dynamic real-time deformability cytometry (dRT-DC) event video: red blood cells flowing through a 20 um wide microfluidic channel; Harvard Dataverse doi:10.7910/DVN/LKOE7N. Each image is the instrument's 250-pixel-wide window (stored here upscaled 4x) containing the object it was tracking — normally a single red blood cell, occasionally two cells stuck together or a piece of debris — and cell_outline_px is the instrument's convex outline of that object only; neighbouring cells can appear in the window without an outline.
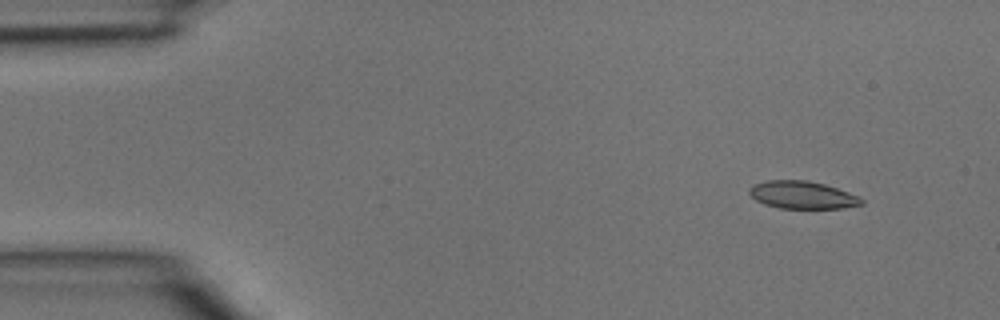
{"species": "common noctule bat (a hibernating species)", "species_latin": "Nyctalus noctula", "temperature_condition": "room temperature", "stored_images_in_passage": 3, "camera_frame_rate_fps": 3000, "um_per_image_px": 0.085, "animal": {"sex": "male", "body_mass_g": 15.6}, "frame": {"image": 1, "passage_image": 1, "time_ms": 0.0, "image_size_px": [1000, 320], "cell_outline_px": [[864, 204], [844, 208], [780, 208], [764, 204], [756, 200], [748, 192], [748, 188], [752, 184], [768, 180], [808, 180], [824, 184], [860, 196], [864, 200]], "centroid_in_image_um": [68.2, 16.57], "position_along_channel_um": 16.8, "area_um2": 18.15}}
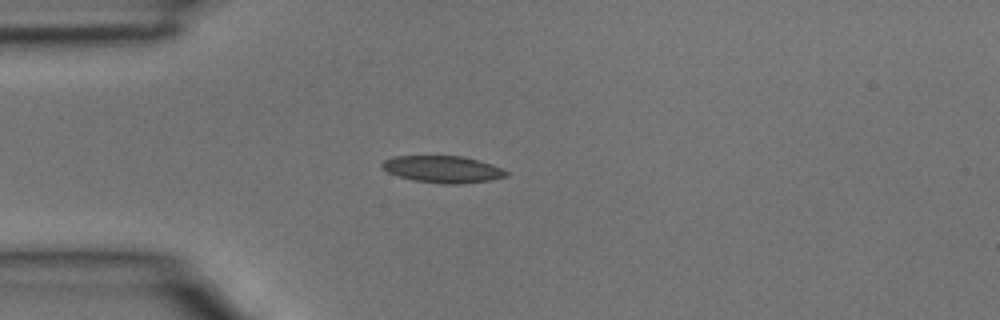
{"frame": {"image": 2, "passage_image": 3, "time_ms": 0.667, "image_size_px": [1000, 320], "cell_outline_px": [[508, 176], [488, 180], [460, 184], [440, 184], [412, 180], [388, 172], [380, 164], [384, 160], [392, 156], [460, 156], [492, 164], [508, 172]], "centroid_in_image_um": [37.61, 14.39], "position_along_channel_um": 47.4, "area_um2": 19.31}}